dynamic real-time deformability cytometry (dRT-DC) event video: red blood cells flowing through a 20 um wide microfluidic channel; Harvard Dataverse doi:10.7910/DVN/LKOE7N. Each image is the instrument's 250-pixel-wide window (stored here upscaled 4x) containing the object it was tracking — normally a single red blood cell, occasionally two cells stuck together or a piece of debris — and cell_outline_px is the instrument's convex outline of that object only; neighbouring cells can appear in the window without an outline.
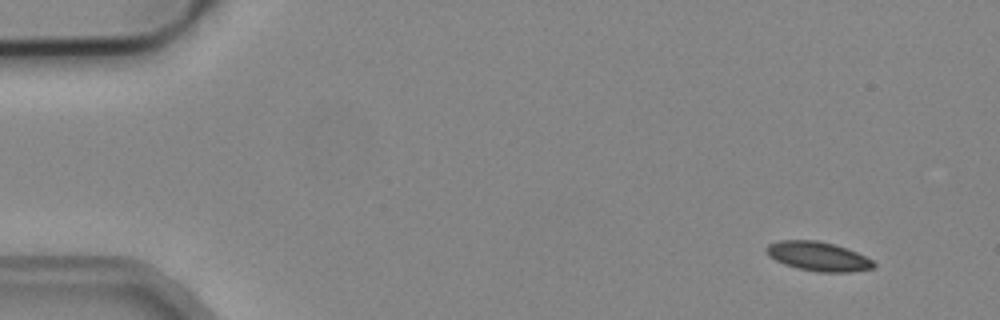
{"species": "common noctule bat (a hibernating species)", "species_latin": "Nyctalus noctula", "temperature_condition": "cold", "stored_images_in_passage": 4, "camera_frame_rate_fps": 3000, "um_per_image_px": 0.085, "animal": {"sex": "male", "body_mass_g": 19.2, "forearm_length_mm": 51.8}, "frame": {"image": 1, "passage_image": 1, "time_ms": 0.0, "image_size_px": [1000, 320], "cell_outline_px": [[876, 264], [872, 268], [852, 272], [820, 272], [800, 268], [784, 264], [768, 256], [764, 248], [768, 244], [780, 240], [816, 240], [848, 248], [872, 260]], "centroid_in_image_um": [69.52, 21.78], "position_along_channel_um": 15.5, "area_um2": 18.15}}
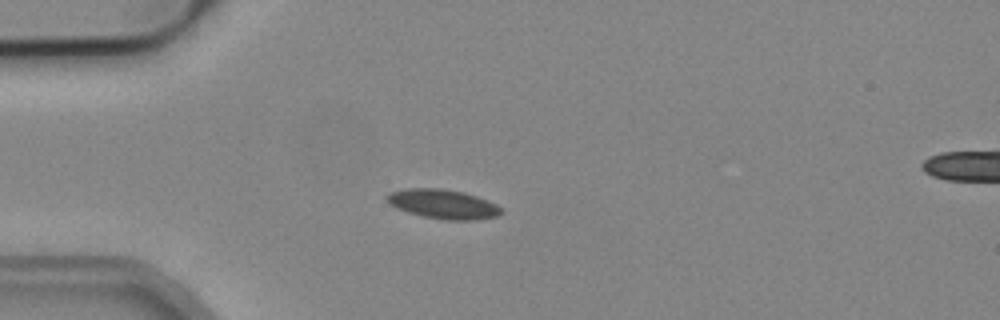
{"frame": {"image": 2, "passage_image": 3, "time_ms": 0.667, "image_size_px": [1000, 320], "cell_outline_px": [[504, 212], [500, 216], [476, 220], [444, 220], [424, 216], [408, 212], [396, 208], [388, 204], [384, 196], [388, 192], [408, 188], [440, 188], [464, 192], [488, 200], [496, 204]], "centroid_in_image_um": [37.65, 17.34], "position_along_channel_um": 47.4, "area_um2": 19.83}}